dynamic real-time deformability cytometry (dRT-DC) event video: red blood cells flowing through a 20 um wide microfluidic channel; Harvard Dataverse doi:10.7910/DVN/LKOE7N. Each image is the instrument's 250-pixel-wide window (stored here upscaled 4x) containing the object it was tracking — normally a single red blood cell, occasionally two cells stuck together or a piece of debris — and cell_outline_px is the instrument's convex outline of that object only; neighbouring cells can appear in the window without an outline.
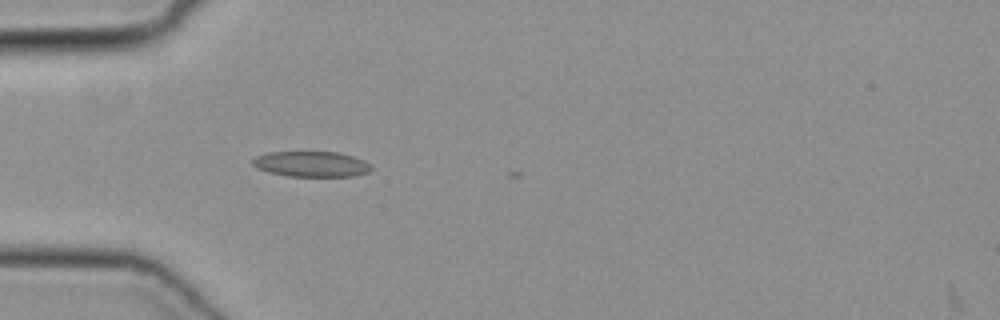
{"species": "common noctule bat (a hibernating species)", "species_latin": "Nyctalus noctula", "temperature_condition": "cold", "stored_images_in_passage": 4, "camera_frame_rate_fps": 3000, "um_per_image_px": 0.085, "animal": {"sex": "female", "body_mass_g": 19.3, "forearm_length_mm": 54.1}, "frame": {"image": 1, "passage_image": 1, "time_ms": 0.0, "image_size_px": [1000, 320], "cell_outline_px": [[372, 168], [368, 172], [352, 176], [288, 176], [268, 172], [256, 168], [252, 164], [252, 160], [256, 156], [268, 152], [340, 152], [364, 160], [372, 164]], "centroid_in_image_um": [26.46, 13.94], "position_along_channel_um": 58.5, "area_um2": 17.69}}